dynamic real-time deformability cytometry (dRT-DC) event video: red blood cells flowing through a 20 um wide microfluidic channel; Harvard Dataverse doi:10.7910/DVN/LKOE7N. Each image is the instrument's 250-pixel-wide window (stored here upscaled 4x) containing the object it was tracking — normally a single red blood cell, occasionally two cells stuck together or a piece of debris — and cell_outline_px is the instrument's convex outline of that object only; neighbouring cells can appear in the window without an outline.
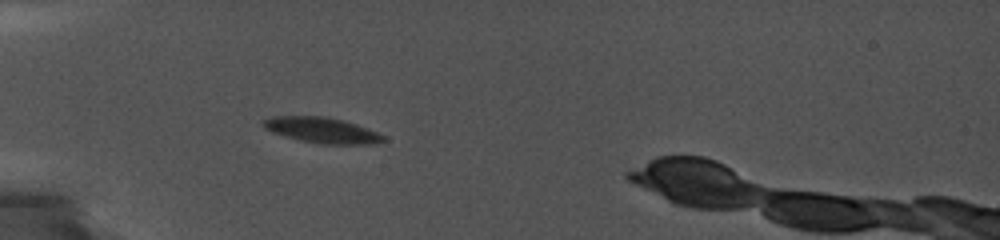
{"species": "common noctule bat (a hibernating species)", "species_latin": "Nyctalus noctula", "temperature_condition": "cold", "stored_images_in_passage": 48, "camera_frame_rate_fps": 5000, "um_per_image_px": 0.085, "animal": {"sex": "female", "body_mass_g": 19.0, "forearm_length_mm": 56.7}, "frame": {"image": 1, "passage_image": 1, "time_ms": 0.0, "image_size_px": [1000, 240], "cell_outline_px": [[388, 140], [372, 144], [320, 144], [300, 140], [272, 132], [264, 128], [260, 120], [272, 116], [328, 116], [344, 120], [356, 124], [376, 132], [384, 136]], "centroid_in_image_um": [27.34, 11.06], "position_along_channel_um": 57.7, "area_um2": 18.03}}
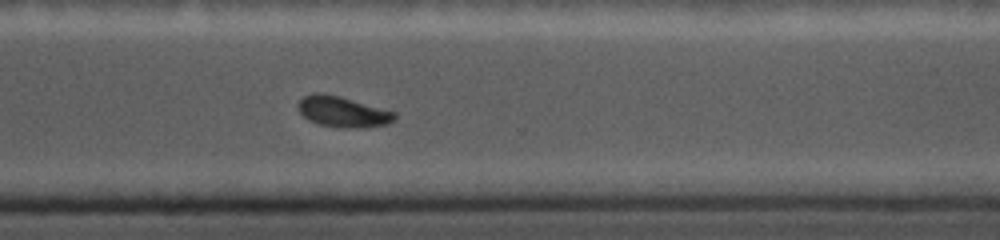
{"frame": {"image": 2, "passage_image": 47, "time_ms": 8.0, "image_size_px": [1000, 240], "cell_outline_px": [[396, 120], [388, 124], [348, 128], [320, 124], [308, 120], [300, 112], [300, 100], [304, 96], [312, 92], [324, 92], [340, 96], [396, 112]], "centroid_in_image_um": [29.15, 9.47], "position_along_channel_um": 341.4, "area_um2": 17.05}}